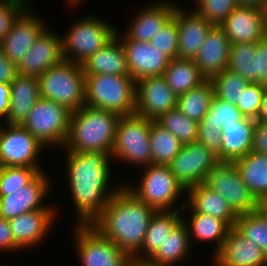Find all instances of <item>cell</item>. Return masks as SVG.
Here are the masks:
<instances>
[{"mask_svg": "<svg viewBox=\"0 0 267 266\" xmlns=\"http://www.w3.org/2000/svg\"><path fill=\"white\" fill-rule=\"evenodd\" d=\"M155 211L122 185L91 226L129 258L135 257L141 250Z\"/></svg>", "mask_w": 267, "mask_h": 266, "instance_id": "cell-2", "label": "cell"}, {"mask_svg": "<svg viewBox=\"0 0 267 266\" xmlns=\"http://www.w3.org/2000/svg\"><path fill=\"white\" fill-rule=\"evenodd\" d=\"M214 86L210 79L177 97V108L191 120L199 123L208 112L214 97Z\"/></svg>", "mask_w": 267, "mask_h": 266, "instance_id": "cell-34", "label": "cell"}, {"mask_svg": "<svg viewBox=\"0 0 267 266\" xmlns=\"http://www.w3.org/2000/svg\"><path fill=\"white\" fill-rule=\"evenodd\" d=\"M126 266H159L155 263L149 261L148 259H138L135 257H130L126 263Z\"/></svg>", "mask_w": 267, "mask_h": 266, "instance_id": "cell-53", "label": "cell"}, {"mask_svg": "<svg viewBox=\"0 0 267 266\" xmlns=\"http://www.w3.org/2000/svg\"><path fill=\"white\" fill-rule=\"evenodd\" d=\"M150 43L170 59L178 58V25L172 17Z\"/></svg>", "mask_w": 267, "mask_h": 266, "instance_id": "cell-43", "label": "cell"}, {"mask_svg": "<svg viewBox=\"0 0 267 266\" xmlns=\"http://www.w3.org/2000/svg\"><path fill=\"white\" fill-rule=\"evenodd\" d=\"M251 151L267 155V123L256 121Z\"/></svg>", "mask_w": 267, "mask_h": 266, "instance_id": "cell-48", "label": "cell"}, {"mask_svg": "<svg viewBox=\"0 0 267 266\" xmlns=\"http://www.w3.org/2000/svg\"><path fill=\"white\" fill-rule=\"evenodd\" d=\"M71 113L67 107L41 97L21 125L42 145L63 148Z\"/></svg>", "mask_w": 267, "mask_h": 266, "instance_id": "cell-9", "label": "cell"}, {"mask_svg": "<svg viewBox=\"0 0 267 266\" xmlns=\"http://www.w3.org/2000/svg\"><path fill=\"white\" fill-rule=\"evenodd\" d=\"M62 60L61 35L59 36L46 28L34 41L24 58L17 64V71L21 75L38 78Z\"/></svg>", "mask_w": 267, "mask_h": 266, "instance_id": "cell-17", "label": "cell"}, {"mask_svg": "<svg viewBox=\"0 0 267 266\" xmlns=\"http://www.w3.org/2000/svg\"><path fill=\"white\" fill-rule=\"evenodd\" d=\"M243 183L260 201L267 197V155L250 151L234 161Z\"/></svg>", "mask_w": 267, "mask_h": 266, "instance_id": "cell-32", "label": "cell"}, {"mask_svg": "<svg viewBox=\"0 0 267 266\" xmlns=\"http://www.w3.org/2000/svg\"><path fill=\"white\" fill-rule=\"evenodd\" d=\"M182 209L155 211L151 217L138 259H149L162 245L173 228L182 220Z\"/></svg>", "mask_w": 267, "mask_h": 266, "instance_id": "cell-29", "label": "cell"}, {"mask_svg": "<svg viewBox=\"0 0 267 266\" xmlns=\"http://www.w3.org/2000/svg\"><path fill=\"white\" fill-rule=\"evenodd\" d=\"M17 74V65L4 55L0 49V82L11 84Z\"/></svg>", "mask_w": 267, "mask_h": 266, "instance_id": "cell-50", "label": "cell"}, {"mask_svg": "<svg viewBox=\"0 0 267 266\" xmlns=\"http://www.w3.org/2000/svg\"><path fill=\"white\" fill-rule=\"evenodd\" d=\"M254 83L267 87V34L256 42Z\"/></svg>", "mask_w": 267, "mask_h": 266, "instance_id": "cell-46", "label": "cell"}, {"mask_svg": "<svg viewBox=\"0 0 267 266\" xmlns=\"http://www.w3.org/2000/svg\"><path fill=\"white\" fill-rule=\"evenodd\" d=\"M264 90L265 86L259 83H247L241 93L240 103L237 104V108L244 117L257 120Z\"/></svg>", "mask_w": 267, "mask_h": 266, "instance_id": "cell-44", "label": "cell"}, {"mask_svg": "<svg viewBox=\"0 0 267 266\" xmlns=\"http://www.w3.org/2000/svg\"><path fill=\"white\" fill-rule=\"evenodd\" d=\"M85 105L114 112L135 114V80L131 76L85 75Z\"/></svg>", "mask_w": 267, "mask_h": 266, "instance_id": "cell-4", "label": "cell"}, {"mask_svg": "<svg viewBox=\"0 0 267 266\" xmlns=\"http://www.w3.org/2000/svg\"><path fill=\"white\" fill-rule=\"evenodd\" d=\"M256 121L267 123V87L262 96L261 108Z\"/></svg>", "mask_w": 267, "mask_h": 266, "instance_id": "cell-52", "label": "cell"}, {"mask_svg": "<svg viewBox=\"0 0 267 266\" xmlns=\"http://www.w3.org/2000/svg\"><path fill=\"white\" fill-rule=\"evenodd\" d=\"M43 168L32 167H0V196H7L8 192H16L30 183Z\"/></svg>", "mask_w": 267, "mask_h": 266, "instance_id": "cell-41", "label": "cell"}, {"mask_svg": "<svg viewBox=\"0 0 267 266\" xmlns=\"http://www.w3.org/2000/svg\"><path fill=\"white\" fill-rule=\"evenodd\" d=\"M156 3V4H155ZM152 5L144 6L138 12L132 22L129 23V28L122 35L116 33L119 40H134L140 42H150L155 35L166 25L173 17L176 5L172 2L165 3L164 1L155 2Z\"/></svg>", "mask_w": 267, "mask_h": 266, "instance_id": "cell-21", "label": "cell"}, {"mask_svg": "<svg viewBox=\"0 0 267 266\" xmlns=\"http://www.w3.org/2000/svg\"><path fill=\"white\" fill-rule=\"evenodd\" d=\"M191 244L188 228L181 220L148 260L159 266H173L189 256Z\"/></svg>", "mask_w": 267, "mask_h": 266, "instance_id": "cell-30", "label": "cell"}, {"mask_svg": "<svg viewBox=\"0 0 267 266\" xmlns=\"http://www.w3.org/2000/svg\"><path fill=\"white\" fill-rule=\"evenodd\" d=\"M40 96L71 112L85 105V75L81 64L62 60L38 77Z\"/></svg>", "mask_w": 267, "mask_h": 266, "instance_id": "cell-5", "label": "cell"}, {"mask_svg": "<svg viewBox=\"0 0 267 266\" xmlns=\"http://www.w3.org/2000/svg\"><path fill=\"white\" fill-rule=\"evenodd\" d=\"M31 7L30 5L19 16L12 29L0 42L1 51L16 65L24 58L34 41L47 27L44 19L35 16Z\"/></svg>", "mask_w": 267, "mask_h": 266, "instance_id": "cell-15", "label": "cell"}, {"mask_svg": "<svg viewBox=\"0 0 267 266\" xmlns=\"http://www.w3.org/2000/svg\"><path fill=\"white\" fill-rule=\"evenodd\" d=\"M256 42L230 45L227 70L239 74L248 83H254V53Z\"/></svg>", "mask_w": 267, "mask_h": 266, "instance_id": "cell-39", "label": "cell"}, {"mask_svg": "<svg viewBox=\"0 0 267 266\" xmlns=\"http://www.w3.org/2000/svg\"><path fill=\"white\" fill-rule=\"evenodd\" d=\"M28 4V0H0V42L19 16L30 6Z\"/></svg>", "mask_w": 267, "mask_h": 266, "instance_id": "cell-45", "label": "cell"}, {"mask_svg": "<svg viewBox=\"0 0 267 266\" xmlns=\"http://www.w3.org/2000/svg\"><path fill=\"white\" fill-rule=\"evenodd\" d=\"M234 228L245 238L258 245L267 258V217L259 210L238 215Z\"/></svg>", "mask_w": 267, "mask_h": 266, "instance_id": "cell-38", "label": "cell"}, {"mask_svg": "<svg viewBox=\"0 0 267 266\" xmlns=\"http://www.w3.org/2000/svg\"><path fill=\"white\" fill-rule=\"evenodd\" d=\"M153 121L136 114L121 116L116 126L111 158L139 167L152 164L150 131Z\"/></svg>", "mask_w": 267, "mask_h": 266, "instance_id": "cell-7", "label": "cell"}, {"mask_svg": "<svg viewBox=\"0 0 267 266\" xmlns=\"http://www.w3.org/2000/svg\"><path fill=\"white\" fill-rule=\"evenodd\" d=\"M120 117L114 112L86 105L73 111L63 149L74 153L101 151L111 155Z\"/></svg>", "mask_w": 267, "mask_h": 266, "instance_id": "cell-3", "label": "cell"}, {"mask_svg": "<svg viewBox=\"0 0 267 266\" xmlns=\"http://www.w3.org/2000/svg\"><path fill=\"white\" fill-rule=\"evenodd\" d=\"M81 66L84 75L109 74L130 76L126 52L121 41L117 37L84 60Z\"/></svg>", "mask_w": 267, "mask_h": 266, "instance_id": "cell-26", "label": "cell"}, {"mask_svg": "<svg viewBox=\"0 0 267 266\" xmlns=\"http://www.w3.org/2000/svg\"><path fill=\"white\" fill-rule=\"evenodd\" d=\"M260 8H261L265 27L267 29V0H264V3L262 4V6Z\"/></svg>", "mask_w": 267, "mask_h": 266, "instance_id": "cell-56", "label": "cell"}, {"mask_svg": "<svg viewBox=\"0 0 267 266\" xmlns=\"http://www.w3.org/2000/svg\"><path fill=\"white\" fill-rule=\"evenodd\" d=\"M217 161V156L203 144L194 142L182 145L168 165L177 181L187 190L201 184L207 171Z\"/></svg>", "mask_w": 267, "mask_h": 266, "instance_id": "cell-14", "label": "cell"}, {"mask_svg": "<svg viewBox=\"0 0 267 266\" xmlns=\"http://www.w3.org/2000/svg\"><path fill=\"white\" fill-rule=\"evenodd\" d=\"M197 142L203 144L217 156L219 161H221L222 131H216L213 129H198Z\"/></svg>", "mask_w": 267, "mask_h": 266, "instance_id": "cell-47", "label": "cell"}, {"mask_svg": "<svg viewBox=\"0 0 267 266\" xmlns=\"http://www.w3.org/2000/svg\"><path fill=\"white\" fill-rule=\"evenodd\" d=\"M75 228V249L82 266H126L129 257L91 225Z\"/></svg>", "mask_w": 267, "mask_h": 266, "instance_id": "cell-12", "label": "cell"}, {"mask_svg": "<svg viewBox=\"0 0 267 266\" xmlns=\"http://www.w3.org/2000/svg\"><path fill=\"white\" fill-rule=\"evenodd\" d=\"M258 210L267 217V197L259 201Z\"/></svg>", "mask_w": 267, "mask_h": 266, "instance_id": "cell-55", "label": "cell"}, {"mask_svg": "<svg viewBox=\"0 0 267 266\" xmlns=\"http://www.w3.org/2000/svg\"><path fill=\"white\" fill-rule=\"evenodd\" d=\"M243 117L236 105L214 96L208 112L198 123V129L222 131L225 125L238 123Z\"/></svg>", "mask_w": 267, "mask_h": 266, "instance_id": "cell-36", "label": "cell"}, {"mask_svg": "<svg viewBox=\"0 0 267 266\" xmlns=\"http://www.w3.org/2000/svg\"><path fill=\"white\" fill-rule=\"evenodd\" d=\"M21 248L14 242L9 221L0 217V251L12 252Z\"/></svg>", "mask_w": 267, "mask_h": 266, "instance_id": "cell-49", "label": "cell"}, {"mask_svg": "<svg viewBox=\"0 0 267 266\" xmlns=\"http://www.w3.org/2000/svg\"><path fill=\"white\" fill-rule=\"evenodd\" d=\"M72 24L67 33L61 35L62 56L64 60L78 64L106 46L117 33L112 24L95 15L76 19Z\"/></svg>", "mask_w": 267, "mask_h": 266, "instance_id": "cell-6", "label": "cell"}, {"mask_svg": "<svg viewBox=\"0 0 267 266\" xmlns=\"http://www.w3.org/2000/svg\"><path fill=\"white\" fill-rule=\"evenodd\" d=\"M212 262H215V263H213V265H215V266H221L218 262H216L215 260L214 261H212Z\"/></svg>", "mask_w": 267, "mask_h": 266, "instance_id": "cell-57", "label": "cell"}, {"mask_svg": "<svg viewBox=\"0 0 267 266\" xmlns=\"http://www.w3.org/2000/svg\"><path fill=\"white\" fill-rule=\"evenodd\" d=\"M144 173L141 182L137 188L126 184L127 189L132 192L141 202L154 208L156 211L161 210H180L181 207L175 208L177 199L186 191L177 181L171 172L169 165L150 164L144 167ZM175 208V209H174Z\"/></svg>", "mask_w": 267, "mask_h": 266, "instance_id": "cell-8", "label": "cell"}, {"mask_svg": "<svg viewBox=\"0 0 267 266\" xmlns=\"http://www.w3.org/2000/svg\"><path fill=\"white\" fill-rule=\"evenodd\" d=\"M11 86L10 84L0 82V118L7 120L10 108Z\"/></svg>", "mask_w": 267, "mask_h": 266, "instance_id": "cell-51", "label": "cell"}, {"mask_svg": "<svg viewBox=\"0 0 267 266\" xmlns=\"http://www.w3.org/2000/svg\"><path fill=\"white\" fill-rule=\"evenodd\" d=\"M10 86V108L5 123L21 125L41 98L39 81L35 76L18 73Z\"/></svg>", "mask_w": 267, "mask_h": 266, "instance_id": "cell-27", "label": "cell"}, {"mask_svg": "<svg viewBox=\"0 0 267 266\" xmlns=\"http://www.w3.org/2000/svg\"><path fill=\"white\" fill-rule=\"evenodd\" d=\"M66 153L65 169L78 219L76 225H91L122 185L109 189L112 160L109 153Z\"/></svg>", "mask_w": 267, "mask_h": 266, "instance_id": "cell-1", "label": "cell"}, {"mask_svg": "<svg viewBox=\"0 0 267 266\" xmlns=\"http://www.w3.org/2000/svg\"><path fill=\"white\" fill-rule=\"evenodd\" d=\"M163 76L177 97L206 80L193 59H171Z\"/></svg>", "mask_w": 267, "mask_h": 266, "instance_id": "cell-33", "label": "cell"}, {"mask_svg": "<svg viewBox=\"0 0 267 266\" xmlns=\"http://www.w3.org/2000/svg\"><path fill=\"white\" fill-rule=\"evenodd\" d=\"M190 215L188 220L182 216V220L188 228L190 242L191 240L193 242L194 239L208 243L216 241L213 254L215 256L222 248L230 227L224 221L210 215L203 213H191Z\"/></svg>", "mask_w": 267, "mask_h": 266, "instance_id": "cell-31", "label": "cell"}, {"mask_svg": "<svg viewBox=\"0 0 267 266\" xmlns=\"http://www.w3.org/2000/svg\"><path fill=\"white\" fill-rule=\"evenodd\" d=\"M256 120L243 117L222 129L221 161L234 162L246 156L252 147Z\"/></svg>", "mask_w": 267, "mask_h": 266, "instance_id": "cell-28", "label": "cell"}, {"mask_svg": "<svg viewBox=\"0 0 267 266\" xmlns=\"http://www.w3.org/2000/svg\"><path fill=\"white\" fill-rule=\"evenodd\" d=\"M238 6L256 7L260 8L264 0H236Z\"/></svg>", "mask_w": 267, "mask_h": 266, "instance_id": "cell-54", "label": "cell"}, {"mask_svg": "<svg viewBox=\"0 0 267 266\" xmlns=\"http://www.w3.org/2000/svg\"><path fill=\"white\" fill-rule=\"evenodd\" d=\"M185 192L188 193V201H185L182 210L188 208L191 213H203L218 218L230 228L235 226L238 215L219 193L203 184L192 186Z\"/></svg>", "mask_w": 267, "mask_h": 266, "instance_id": "cell-25", "label": "cell"}, {"mask_svg": "<svg viewBox=\"0 0 267 266\" xmlns=\"http://www.w3.org/2000/svg\"><path fill=\"white\" fill-rule=\"evenodd\" d=\"M214 86V95L224 101L236 105L240 103V96L247 85V81L237 73L224 70L210 79Z\"/></svg>", "mask_w": 267, "mask_h": 266, "instance_id": "cell-40", "label": "cell"}, {"mask_svg": "<svg viewBox=\"0 0 267 266\" xmlns=\"http://www.w3.org/2000/svg\"><path fill=\"white\" fill-rule=\"evenodd\" d=\"M230 41L220 26H213L193 59L206 78L222 73L228 67Z\"/></svg>", "mask_w": 267, "mask_h": 266, "instance_id": "cell-23", "label": "cell"}, {"mask_svg": "<svg viewBox=\"0 0 267 266\" xmlns=\"http://www.w3.org/2000/svg\"><path fill=\"white\" fill-rule=\"evenodd\" d=\"M41 171L30 183L16 192L0 196V217L10 220L21 214L43 209L46 195L50 191L48 175Z\"/></svg>", "mask_w": 267, "mask_h": 266, "instance_id": "cell-16", "label": "cell"}, {"mask_svg": "<svg viewBox=\"0 0 267 266\" xmlns=\"http://www.w3.org/2000/svg\"><path fill=\"white\" fill-rule=\"evenodd\" d=\"M47 205L40 210L21 214L9 221L14 242L21 248H30L41 244L54 225V207Z\"/></svg>", "mask_w": 267, "mask_h": 266, "instance_id": "cell-19", "label": "cell"}, {"mask_svg": "<svg viewBox=\"0 0 267 266\" xmlns=\"http://www.w3.org/2000/svg\"><path fill=\"white\" fill-rule=\"evenodd\" d=\"M198 3L194 10L212 25L220 24L238 6L236 0H196Z\"/></svg>", "mask_w": 267, "mask_h": 266, "instance_id": "cell-42", "label": "cell"}, {"mask_svg": "<svg viewBox=\"0 0 267 266\" xmlns=\"http://www.w3.org/2000/svg\"><path fill=\"white\" fill-rule=\"evenodd\" d=\"M155 121L174 134L183 145L197 142L198 123L188 118L177 107L162 114Z\"/></svg>", "mask_w": 267, "mask_h": 266, "instance_id": "cell-37", "label": "cell"}, {"mask_svg": "<svg viewBox=\"0 0 267 266\" xmlns=\"http://www.w3.org/2000/svg\"><path fill=\"white\" fill-rule=\"evenodd\" d=\"M185 10L176 5L173 14L178 25V58L194 59L214 25L194 9L188 13Z\"/></svg>", "mask_w": 267, "mask_h": 266, "instance_id": "cell-20", "label": "cell"}, {"mask_svg": "<svg viewBox=\"0 0 267 266\" xmlns=\"http://www.w3.org/2000/svg\"><path fill=\"white\" fill-rule=\"evenodd\" d=\"M213 260L221 266H267L262 249L234 227L228 231L222 248Z\"/></svg>", "mask_w": 267, "mask_h": 266, "instance_id": "cell-24", "label": "cell"}, {"mask_svg": "<svg viewBox=\"0 0 267 266\" xmlns=\"http://www.w3.org/2000/svg\"><path fill=\"white\" fill-rule=\"evenodd\" d=\"M176 106L177 96L163 75L147 76L135 81L136 115L155 121Z\"/></svg>", "mask_w": 267, "mask_h": 266, "instance_id": "cell-13", "label": "cell"}, {"mask_svg": "<svg viewBox=\"0 0 267 266\" xmlns=\"http://www.w3.org/2000/svg\"><path fill=\"white\" fill-rule=\"evenodd\" d=\"M230 44L257 42L267 34L261 8L237 6L220 24Z\"/></svg>", "mask_w": 267, "mask_h": 266, "instance_id": "cell-22", "label": "cell"}, {"mask_svg": "<svg viewBox=\"0 0 267 266\" xmlns=\"http://www.w3.org/2000/svg\"><path fill=\"white\" fill-rule=\"evenodd\" d=\"M182 145L174 134L156 121L152 122L150 131L152 164L168 165L178 154Z\"/></svg>", "mask_w": 267, "mask_h": 266, "instance_id": "cell-35", "label": "cell"}, {"mask_svg": "<svg viewBox=\"0 0 267 266\" xmlns=\"http://www.w3.org/2000/svg\"><path fill=\"white\" fill-rule=\"evenodd\" d=\"M126 52L130 76L135 80L147 76H162L170 58L150 42L120 40Z\"/></svg>", "mask_w": 267, "mask_h": 266, "instance_id": "cell-18", "label": "cell"}, {"mask_svg": "<svg viewBox=\"0 0 267 266\" xmlns=\"http://www.w3.org/2000/svg\"><path fill=\"white\" fill-rule=\"evenodd\" d=\"M6 125L0 123V167L41 168L37 160L45 146L22 125Z\"/></svg>", "mask_w": 267, "mask_h": 266, "instance_id": "cell-11", "label": "cell"}, {"mask_svg": "<svg viewBox=\"0 0 267 266\" xmlns=\"http://www.w3.org/2000/svg\"><path fill=\"white\" fill-rule=\"evenodd\" d=\"M201 184L219 193L237 215L249 214L259 208V201L243 183L234 162L218 160Z\"/></svg>", "mask_w": 267, "mask_h": 266, "instance_id": "cell-10", "label": "cell"}]
</instances>
